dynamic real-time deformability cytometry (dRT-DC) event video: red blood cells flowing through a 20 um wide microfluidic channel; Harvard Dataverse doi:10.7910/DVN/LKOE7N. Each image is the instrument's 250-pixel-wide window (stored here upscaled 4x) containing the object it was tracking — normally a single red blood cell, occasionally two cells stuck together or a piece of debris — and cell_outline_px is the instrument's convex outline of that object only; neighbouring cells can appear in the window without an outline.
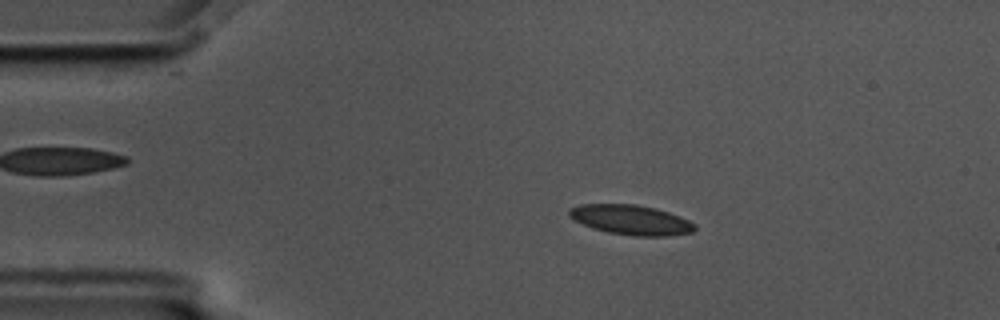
{"species": "common noctule bat (a hibernating species)", "species_latin": "Nyctalus noctula", "temperature_condition": "cold", "stored_images_in_passage": 57, "camera_frame_rate_fps": 3000, "um_per_image_px": 0.085, "animal": {"sex": "male", "body_mass_g": 17.5, "forearm_length_mm": 52.3}, "frame": {"image": 1, "passage_image": 10, "time_ms": 3.0, "image_size_px": [1000, 320], "cell_outline_px": [[696, 228], [692, 232], [668, 236], [636, 236], [608, 232], [592, 228], [572, 220], [568, 216], [568, 208], [580, 204], [636, 204], [656, 208], [668, 212], [688, 220], [696, 224]], "centroid_in_image_um": [53.59, 18.68], "position_along_channel_um": 31.4, "area_um2": 21.96}}
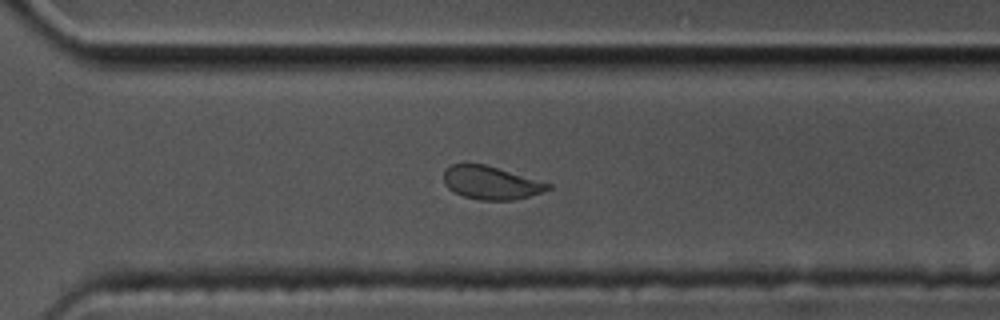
{"frame": {"image": 2, "passage_image": 40, "time_ms": 13.0, "image_size_px": [1000, 320], "cell_outline_px": [[552, 188], [528, 196], [512, 200], [480, 200], [464, 196], [448, 188], [444, 184], [444, 172], [452, 164], [484, 164], [552, 184]], "centroid_in_image_um": [41.72, 15.54], "position_along_channel_um": 328.9, "area_um2": 19.77}}
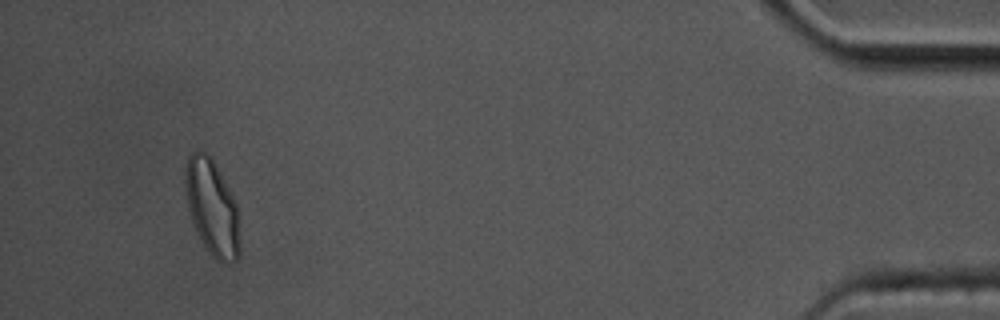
{"frame": {"image": 3, "passage_image": 54, "time_ms": 17.667, "image_size_px": [1000, 320], "cell_outline_px": [[240, 252], [236, 260], [224, 264], [216, 260], [212, 256], [200, 240], [196, 232], [188, 208], [184, 184], [184, 168], [188, 156], [196, 148], [200, 148], [208, 152], [232, 196], [236, 204], [240, 216]], "centroid_in_image_um": [18.02, 17.64], "position_along_channel_um": 417.2, "area_um2": 30.98}, "authors_computed_cell_mechanics": {"area_um2": 21.5016, "velocity_mm_per_s": 3.4387, "shape_relaxation_time_tau1_ms": 8.928, "shape_relaxation_time_tau2_ms": 1.5896, "deformation_change_tau1": 0.1566, "deformation_change_tau2": 0.0568}}